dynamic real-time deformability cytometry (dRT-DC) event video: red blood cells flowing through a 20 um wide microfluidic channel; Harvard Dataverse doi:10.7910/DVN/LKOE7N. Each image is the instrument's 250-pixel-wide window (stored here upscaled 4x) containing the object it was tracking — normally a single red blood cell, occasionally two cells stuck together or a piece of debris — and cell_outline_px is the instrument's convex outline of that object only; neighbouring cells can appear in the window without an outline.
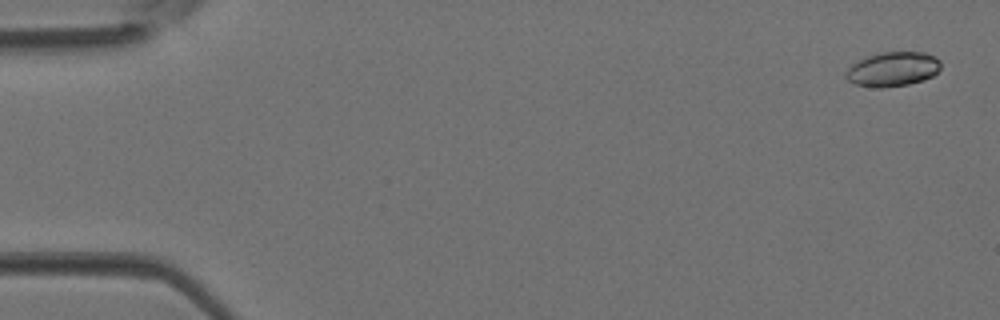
{"species": "Egyptian fruit bat (a non-hibernating species)", "species_latin": "Rousettus aegyptiacus", "temperature_condition": "room temperature", "stored_images_in_passage": 4, "camera_frame_rate_fps": 3000, "um_per_image_px": 0.085, "animal": {"sex": "female"}, "frame": {"image": 1, "passage_image": 1, "time_ms": 0.0, "image_size_px": [1000, 320], "cell_outline_px": [[940, 68], [932, 76], [924, 80], [908, 84], [884, 88], [876, 88], [856, 84], [848, 80], [844, 76], [844, 72], [852, 64], [868, 56], [880, 52], [924, 52], [940, 60]], "centroid_in_image_um": [75.86, 5.88], "position_along_channel_um": 9.1, "area_um2": 19.02}}
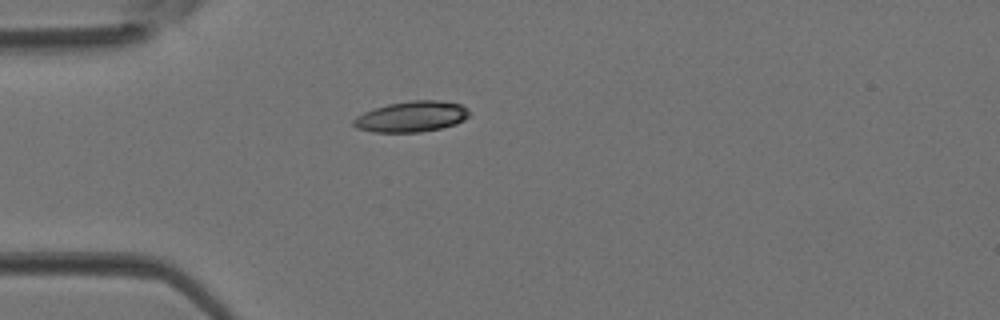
{"frame": {"image": 2, "passage_image": 4, "time_ms": 1.0, "image_size_px": [1000, 320], "cell_outline_px": [[468, 116], [464, 120], [456, 124], [440, 128], [420, 132], [372, 132], [356, 128], [352, 124], [352, 120], [356, 116], [364, 112], [388, 104], [412, 100], [440, 100], [460, 104], [468, 108]], "centroid_in_image_um": [34.97, 9.91], "position_along_channel_um": 50.0, "area_um2": 20.75}}